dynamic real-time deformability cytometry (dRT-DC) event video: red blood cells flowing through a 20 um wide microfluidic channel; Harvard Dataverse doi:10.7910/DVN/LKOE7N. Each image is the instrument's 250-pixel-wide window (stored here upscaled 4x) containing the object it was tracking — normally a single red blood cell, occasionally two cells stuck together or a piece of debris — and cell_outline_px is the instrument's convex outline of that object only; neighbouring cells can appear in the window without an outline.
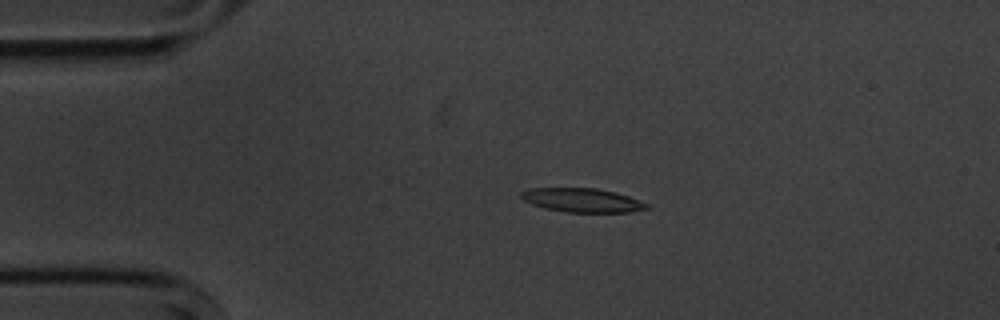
{"species": "common noctule bat (a hibernating species)", "species_latin": "Nyctalus noctula", "temperature_condition": "cold", "stored_images_in_passage": 5, "camera_frame_rate_fps": 3000, "um_per_image_px": 0.085, "animal": {"sex": "male", "body_mass_g": 20.1, "forearm_length_mm": 53.5}, "frame": {"image": 1, "passage_image": 4, "time_ms": 3.333, "image_size_px": [1000, 320], "cell_outline_px": [[652, 208], [632, 212], [564, 212], [544, 208], [532, 204], [524, 200], [520, 196], [520, 192], [528, 188], [596, 188], [616, 192], [628, 196], [648, 204]], "centroid_in_image_um": [49.49, 17.02], "position_along_channel_um": 35.5, "area_um2": 17.63}}